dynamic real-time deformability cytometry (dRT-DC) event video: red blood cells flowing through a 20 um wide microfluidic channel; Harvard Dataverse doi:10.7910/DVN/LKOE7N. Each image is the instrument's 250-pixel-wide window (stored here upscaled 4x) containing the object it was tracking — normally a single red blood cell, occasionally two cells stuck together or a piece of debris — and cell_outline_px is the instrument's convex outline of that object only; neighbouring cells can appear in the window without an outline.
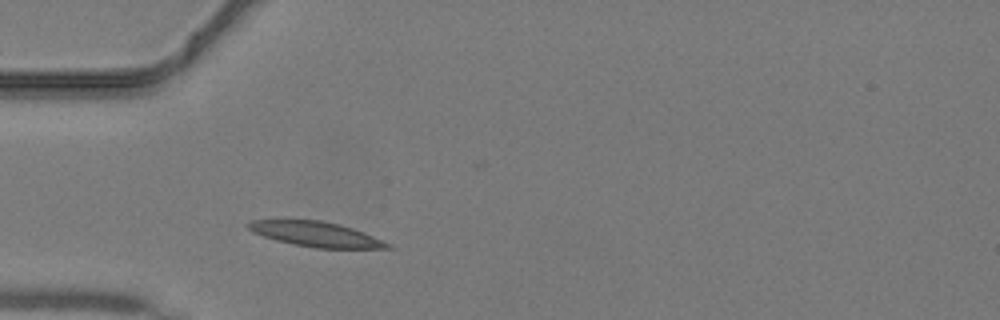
{"species": "common noctule bat (a hibernating species)", "species_latin": "Nyctalus noctula", "temperature_condition": "warm", "stored_images_in_passage": 26, "camera_frame_rate_fps": 3000, "um_per_image_px": 0.085, "animal": {"sex": "male", "body_mass_g": 19.2, "forearm_length_mm": 51.8}, "frame": {"image": 1, "passage_image": 4, "time_ms": 1.0, "image_size_px": [1000, 320], "cell_outline_px": [[392, 248], [316, 248], [292, 244], [276, 240], [252, 232], [244, 224], [252, 220], [280, 216], [320, 220], [340, 224], [364, 232], [384, 240], [392, 244]], "centroid_in_image_um": [26.74, 19.84], "position_along_channel_um": 58.3, "area_um2": 21.27}}
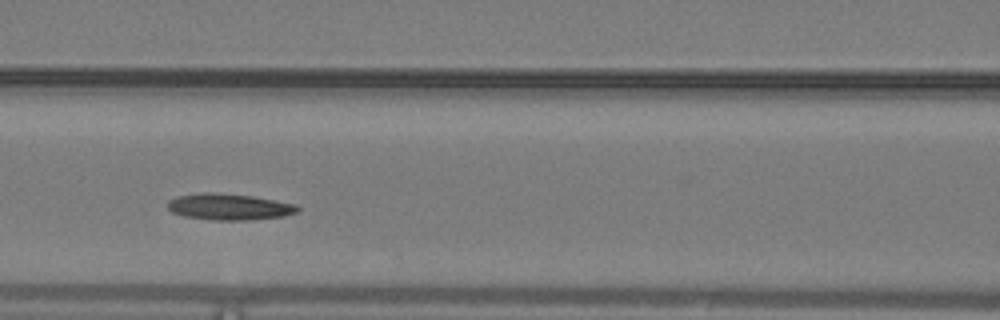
{"frame": {"image": 2, "passage_image": 10, "time_ms": 3.0, "image_size_px": [1000, 320], "cell_outline_px": [[300, 208], [296, 212], [284, 216], [252, 220], [212, 220], [184, 216], [172, 212], [168, 208], [168, 200], [176, 196], [204, 192], [216, 192], [252, 196], [296, 204]], "centroid_in_image_um": [19.46, 17.58], "position_along_channel_um": 147.1, "area_um2": 20.0}}
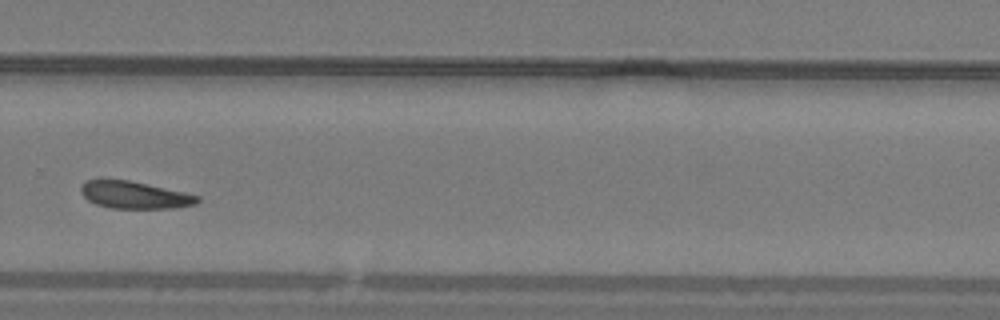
{"frame": {"image": 3, "passage_image": 21, "time_ms": 6.667, "image_size_px": [1000, 320], "cell_outline_px": [[200, 200], [196, 204], [176, 208], [108, 208], [96, 204], [88, 200], [80, 192], [80, 188], [88, 180], [128, 180], [184, 192], [200, 196]], "centroid_in_image_um": [11.46, 16.59], "position_along_channel_um": 318.3, "area_um2": 18.32}}